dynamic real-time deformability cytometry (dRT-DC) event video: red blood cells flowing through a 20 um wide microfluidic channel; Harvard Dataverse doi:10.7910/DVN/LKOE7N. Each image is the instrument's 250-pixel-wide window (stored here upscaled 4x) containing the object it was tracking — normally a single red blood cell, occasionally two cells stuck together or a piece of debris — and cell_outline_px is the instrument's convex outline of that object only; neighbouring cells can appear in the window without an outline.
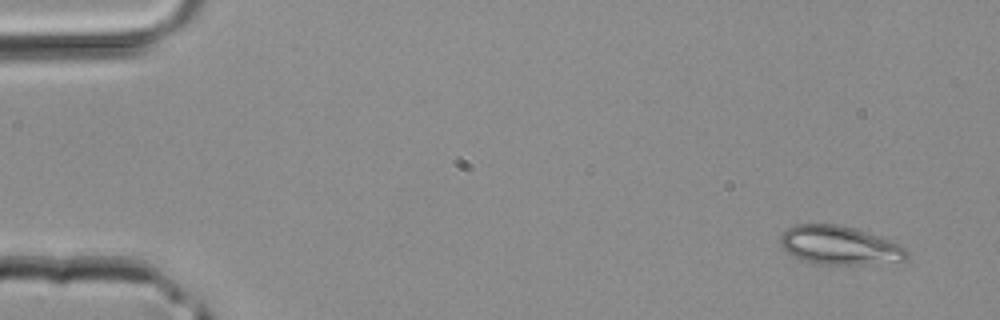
{"species": "common noctule bat (a hibernating species)", "species_latin": "Nyctalus noctula", "temperature_condition": "room temperature", "stored_images_in_passage": 40, "camera_frame_rate_fps": 3000, "um_per_image_px": 0.085, "animal": {"sex": "male", "body_mass_g": 20.4}, "frame": {"image": 1, "passage_image": 1, "time_ms": 0.0, "image_size_px": [1000, 320], "cell_outline_px": [[908, 260], [852, 264], [820, 264], [804, 260], [788, 252], [780, 244], [780, 236], [792, 224], [836, 224], [852, 228], [888, 240], [904, 248], [908, 252]], "centroid_in_image_um": [71.3, 20.84], "position_along_channel_um": 13.7, "area_um2": 27.69}}
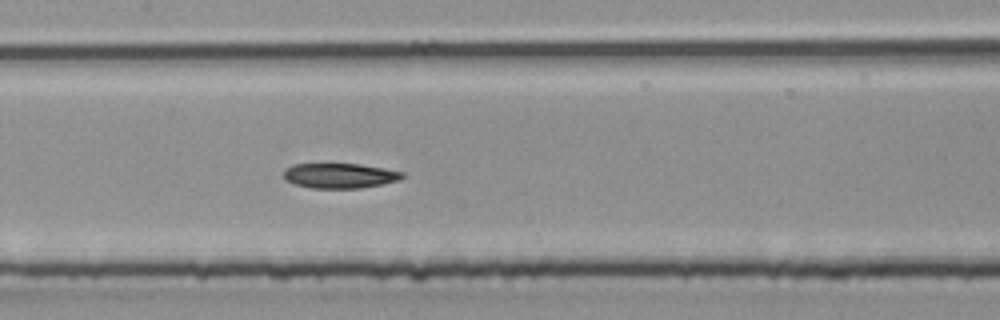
{"frame": {"image": 2, "passage_image": 19, "time_ms": 6.0, "image_size_px": [1000, 320], "cell_outline_px": [[404, 176], [400, 180], [360, 188], [312, 188], [292, 184], [284, 180], [284, 168], [292, 164], [360, 164], [384, 168], [404, 172]], "centroid_in_image_um": [28.84, 14.93], "position_along_channel_um": 178.6, "area_um2": 17.4}}
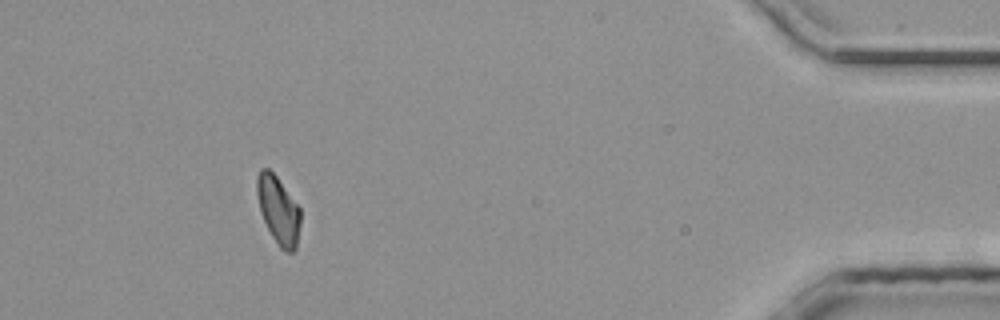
{"frame": {"image": 3, "passage_image": 37, "time_ms": 12.0, "image_size_px": [1000, 320], "cell_outline_px": [[300, 224], [296, 248], [292, 252], [284, 252], [280, 248], [272, 236], [260, 212], [256, 192], [256, 176], [260, 168], [268, 168], [276, 176], [300, 208]], "centroid_in_image_um": [23.64, 17.85], "position_along_channel_um": 411.6, "area_um2": 17.17}}